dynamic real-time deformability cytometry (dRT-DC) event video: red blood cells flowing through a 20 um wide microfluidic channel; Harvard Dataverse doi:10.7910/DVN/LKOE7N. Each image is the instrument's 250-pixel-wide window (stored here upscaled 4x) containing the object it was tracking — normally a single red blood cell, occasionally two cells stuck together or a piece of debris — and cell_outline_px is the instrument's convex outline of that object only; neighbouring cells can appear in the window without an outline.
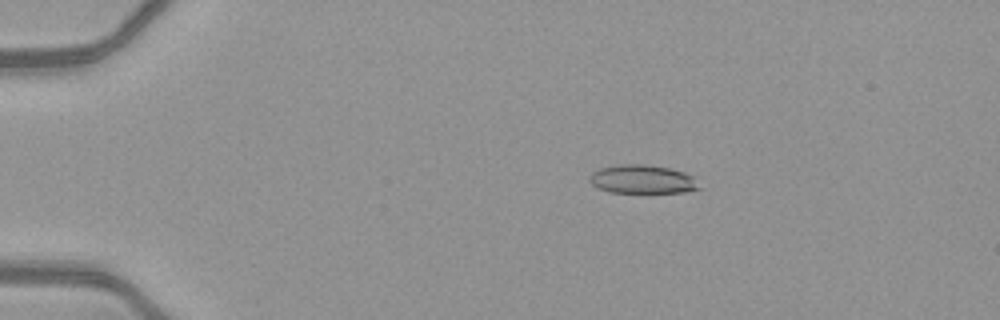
{"species": "common noctule bat (a hibernating species)", "species_latin": "Nyctalus noctula", "temperature_condition": "warm", "stored_images_in_passage": 52, "camera_frame_rate_fps": 3000, "um_per_image_px": 0.085, "animal": {"sex": "female", "body_mass_g": 21.9}, "frame": {"image": 1, "passage_image": 11, "time_ms": 3.333, "image_size_px": [1000, 320], "cell_outline_px": [[704, 188], [684, 192], [608, 192], [592, 184], [588, 180], [588, 176], [592, 172], [600, 168], [620, 164], [644, 164], [668, 168], [684, 172], [692, 176]], "centroid_in_image_um": [54.61, 15.24], "position_along_channel_um": 30.4, "area_um2": 18.32}}
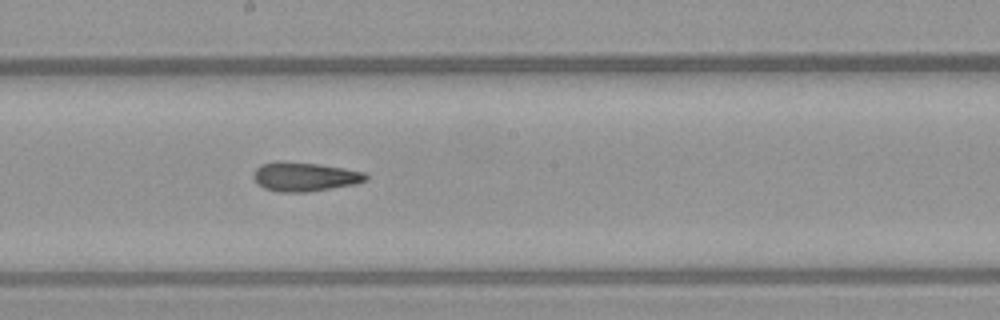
{"frame": {"image": 2, "passage_image": 30, "time_ms": 9.667, "image_size_px": [1000, 320], "cell_outline_px": [[368, 180], [356, 184], [308, 192], [280, 192], [264, 188], [256, 184], [252, 176], [256, 168], [260, 164], [280, 160], [316, 164], [344, 168], [364, 172], [368, 176]], "centroid_in_image_um": [25.86, 15.02], "position_along_channel_um": 222.3, "area_um2": 19.25}}
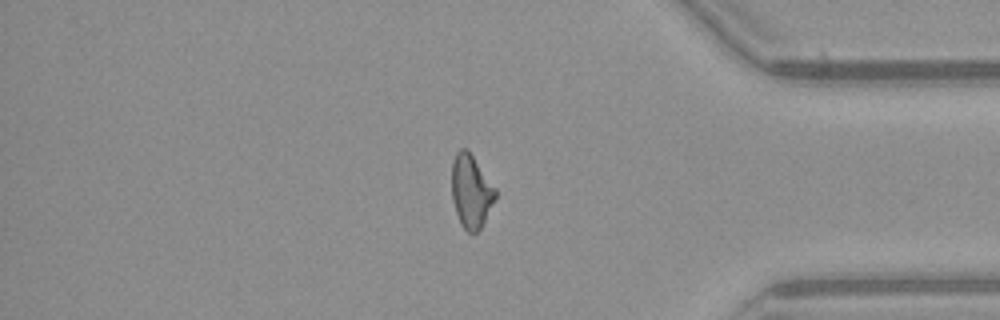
{"frame": {"image": 3, "passage_image": 44, "time_ms": 14.333, "image_size_px": [1000, 320], "cell_outline_px": [[496, 196], [480, 228], [476, 232], [468, 232], [460, 224], [452, 200], [452, 160], [456, 152], [460, 148], [468, 148], [496, 188]], "centroid_in_image_um": [40.02, 16.2], "position_along_channel_um": 395.2, "area_um2": 18.61}, "authors_computed_cell_mechanics": {"area_um2": 19.074, "velocity_mm_per_s": 4.1658, "shape_relaxation_time_tau1_ms": null, "shape_relaxation_time_tau2_ms": 2.8452, "deformation_change_tau1": null, "deformation_change_tau2": 0.1345}}